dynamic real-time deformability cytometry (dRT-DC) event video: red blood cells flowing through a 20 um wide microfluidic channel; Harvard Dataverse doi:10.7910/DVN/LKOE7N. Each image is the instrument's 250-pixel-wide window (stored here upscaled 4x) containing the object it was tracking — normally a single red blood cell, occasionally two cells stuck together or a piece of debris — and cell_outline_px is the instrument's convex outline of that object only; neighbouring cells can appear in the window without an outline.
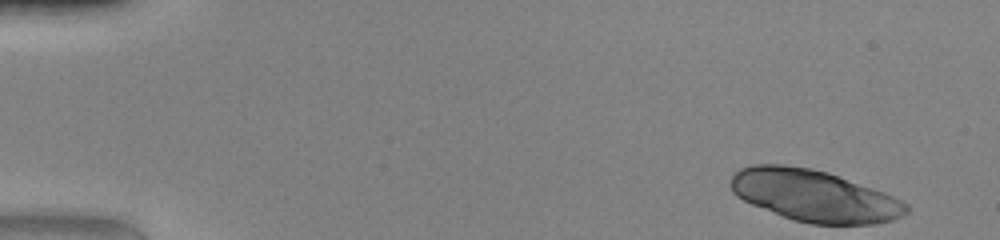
{"species": "human", "species_latin": "Homo sapiens", "temperature_condition": "warm", "stored_images_in_passage": 35, "camera_frame_rate_fps": 3000, "um_per_image_px": 0.085, "donor": {"sex": "female"}, "frame": {"image": 1, "passage_image": 1, "time_ms": 0.0, "image_size_px": [1000, 240], "cell_outline_px": [[908, 212], [904, 216], [892, 220], [876, 224], [812, 224], [792, 220], [752, 204], [736, 196], [732, 192], [732, 176], [740, 168], [752, 164], [780, 164], [812, 168], [828, 172], [884, 192], [908, 204]], "centroid_in_image_um": [69.22, 16.64], "position_along_channel_um": 15.8, "area_um2": 52.89}}
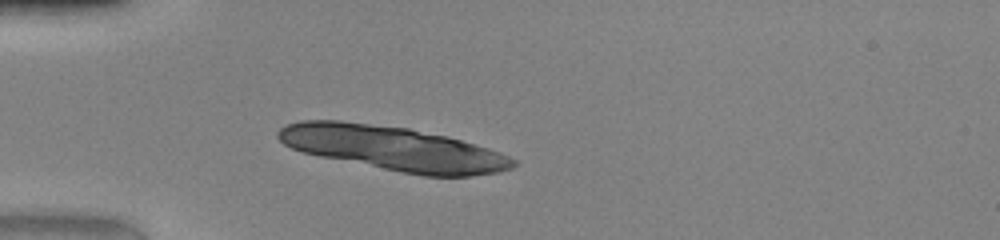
{"frame": {"image": 2, "passage_image": 12, "time_ms": 3.667, "image_size_px": [1000, 240], "cell_outline_px": [[516, 164], [512, 168], [496, 172], [472, 176], [424, 176], [400, 172], [320, 156], [304, 152], [292, 148], [284, 144], [276, 136], [276, 132], [280, 128], [288, 124], [300, 120], [340, 120], [408, 128], [448, 136], [488, 148], [500, 152], [516, 160]], "centroid_in_image_um": [33.42, 12.6], "position_along_channel_um": 51.6, "area_um2": 60.52}}
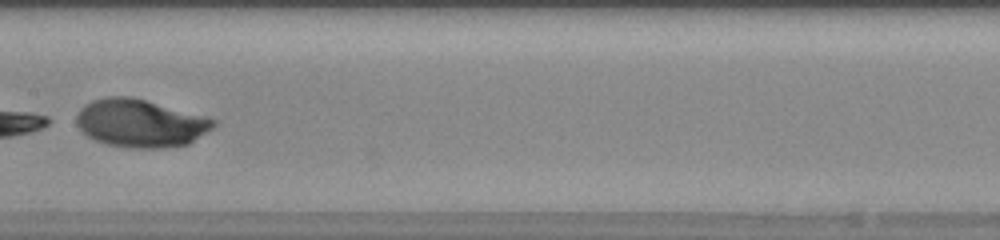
{"frame": {"image": 3, "passage_image": 24, "time_ms": 7.667, "image_size_px": [1000, 240], "cell_outline_px": [[216, 124], [212, 128], [188, 144], [164, 148], [128, 148], [108, 144], [96, 140], [88, 136], [76, 124], [76, 116], [80, 108], [84, 104], [92, 100], [108, 96], [128, 96], [144, 100], [216, 120]], "centroid_in_image_um": [11.88, 10.48], "position_along_channel_um": 195.5, "area_um2": 37.74}}